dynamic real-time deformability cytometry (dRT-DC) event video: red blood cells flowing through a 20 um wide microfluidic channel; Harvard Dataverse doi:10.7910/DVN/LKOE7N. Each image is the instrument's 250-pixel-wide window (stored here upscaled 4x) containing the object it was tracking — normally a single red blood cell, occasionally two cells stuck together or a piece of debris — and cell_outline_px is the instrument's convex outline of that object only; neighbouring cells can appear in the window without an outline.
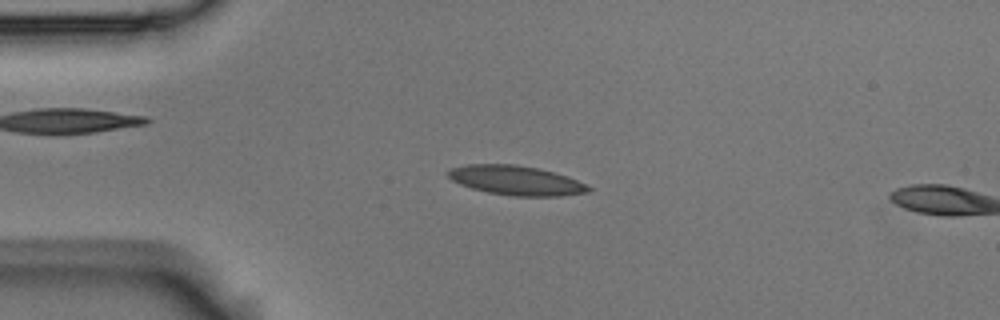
{"species": "Egyptian fruit bat (a non-hibernating species)", "species_latin": "Rousettus aegyptiacus", "temperature_condition": "room temperature", "stored_images_in_passage": 7, "camera_frame_rate_fps": 3000, "um_per_image_px": 0.085, "animal": {"sex": "male"}, "frame": {"image": 1, "passage_image": 5, "time_ms": 1.333, "image_size_px": [1000, 320], "cell_outline_px": [[592, 188], [588, 192], [560, 196], [512, 196], [488, 192], [472, 188], [460, 184], [452, 180], [448, 176], [448, 172], [452, 168], [468, 164], [516, 164], [536, 168], [568, 176], [588, 184]], "centroid_in_image_um": [43.9, 15.34], "position_along_channel_um": 41.1, "area_um2": 23.99}}